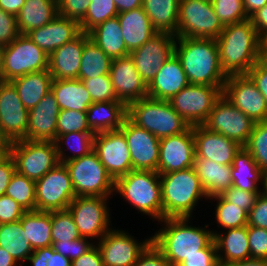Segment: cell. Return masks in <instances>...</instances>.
<instances>
[{
    "label": "cell",
    "instance_id": "1",
    "mask_svg": "<svg viewBox=\"0 0 267 266\" xmlns=\"http://www.w3.org/2000/svg\"><path fill=\"white\" fill-rule=\"evenodd\" d=\"M262 41L250 19L225 26L216 39L225 75H247L260 61Z\"/></svg>",
    "mask_w": 267,
    "mask_h": 266
},
{
    "label": "cell",
    "instance_id": "2",
    "mask_svg": "<svg viewBox=\"0 0 267 266\" xmlns=\"http://www.w3.org/2000/svg\"><path fill=\"white\" fill-rule=\"evenodd\" d=\"M175 54L189 84L224 87L227 76L222 71L216 39L176 37Z\"/></svg>",
    "mask_w": 267,
    "mask_h": 266
},
{
    "label": "cell",
    "instance_id": "3",
    "mask_svg": "<svg viewBox=\"0 0 267 266\" xmlns=\"http://www.w3.org/2000/svg\"><path fill=\"white\" fill-rule=\"evenodd\" d=\"M188 220V217L164 218L161 221L166 227L151 237L171 266H178L189 256L202 254V249L214 239L212 231L191 227Z\"/></svg>",
    "mask_w": 267,
    "mask_h": 266
},
{
    "label": "cell",
    "instance_id": "4",
    "mask_svg": "<svg viewBox=\"0 0 267 266\" xmlns=\"http://www.w3.org/2000/svg\"><path fill=\"white\" fill-rule=\"evenodd\" d=\"M164 218H190L200 198L208 197L193 167L160 174Z\"/></svg>",
    "mask_w": 267,
    "mask_h": 266
},
{
    "label": "cell",
    "instance_id": "5",
    "mask_svg": "<svg viewBox=\"0 0 267 266\" xmlns=\"http://www.w3.org/2000/svg\"><path fill=\"white\" fill-rule=\"evenodd\" d=\"M128 118L158 139L180 134L190 127L169 101L149 96L128 105Z\"/></svg>",
    "mask_w": 267,
    "mask_h": 266
},
{
    "label": "cell",
    "instance_id": "6",
    "mask_svg": "<svg viewBox=\"0 0 267 266\" xmlns=\"http://www.w3.org/2000/svg\"><path fill=\"white\" fill-rule=\"evenodd\" d=\"M159 179L158 172L132 170L115 181V192H119L139 211L161 221L163 205Z\"/></svg>",
    "mask_w": 267,
    "mask_h": 266
},
{
    "label": "cell",
    "instance_id": "7",
    "mask_svg": "<svg viewBox=\"0 0 267 266\" xmlns=\"http://www.w3.org/2000/svg\"><path fill=\"white\" fill-rule=\"evenodd\" d=\"M64 164L71 177L76 197H109L115 191V181L94 150L88 155L69 160Z\"/></svg>",
    "mask_w": 267,
    "mask_h": 266
},
{
    "label": "cell",
    "instance_id": "8",
    "mask_svg": "<svg viewBox=\"0 0 267 266\" xmlns=\"http://www.w3.org/2000/svg\"><path fill=\"white\" fill-rule=\"evenodd\" d=\"M8 152L16 171L34 181L60 163L54 141L24 139L8 144Z\"/></svg>",
    "mask_w": 267,
    "mask_h": 266
},
{
    "label": "cell",
    "instance_id": "9",
    "mask_svg": "<svg viewBox=\"0 0 267 266\" xmlns=\"http://www.w3.org/2000/svg\"><path fill=\"white\" fill-rule=\"evenodd\" d=\"M224 26L207 0H180L176 37L217 39Z\"/></svg>",
    "mask_w": 267,
    "mask_h": 266
},
{
    "label": "cell",
    "instance_id": "10",
    "mask_svg": "<svg viewBox=\"0 0 267 266\" xmlns=\"http://www.w3.org/2000/svg\"><path fill=\"white\" fill-rule=\"evenodd\" d=\"M35 194L36 211L67 210L76 194L64 163H58L35 181Z\"/></svg>",
    "mask_w": 267,
    "mask_h": 266
},
{
    "label": "cell",
    "instance_id": "11",
    "mask_svg": "<svg viewBox=\"0 0 267 266\" xmlns=\"http://www.w3.org/2000/svg\"><path fill=\"white\" fill-rule=\"evenodd\" d=\"M223 87L188 84L170 99L173 109L190 125H202L222 95Z\"/></svg>",
    "mask_w": 267,
    "mask_h": 266
},
{
    "label": "cell",
    "instance_id": "12",
    "mask_svg": "<svg viewBox=\"0 0 267 266\" xmlns=\"http://www.w3.org/2000/svg\"><path fill=\"white\" fill-rule=\"evenodd\" d=\"M4 81L28 73L48 70L49 56L27 35L20 34L10 45L3 47Z\"/></svg>",
    "mask_w": 267,
    "mask_h": 266
},
{
    "label": "cell",
    "instance_id": "13",
    "mask_svg": "<svg viewBox=\"0 0 267 266\" xmlns=\"http://www.w3.org/2000/svg\"><path fill=\"white\" fill-rule=\"evenodd\" d=\"M255 123L240 109L234 107L222 94L214 103L212 111L202 125L244 147L253 132Z\"/></svg>",
    "mask_w": 267,
    "mask_h": 266
},
{
    "label": "cell",
    "instance_id": "14",
    "mask_svg": "<svg viewBox=\"0 0 267 266\" xmlns=\"http://www.w3.org/2000/svg\"><path fill=\"white\" fill-rule=\"evenodd\" d=\"M107 198L79 196L72 200L67 210L71 213L81 237L102 238L109 231L110 218L106 206Z\"/></svg>",
    "mask_w": 267,
    "mask_h": 266
},
{
    "label": "cell",
    "instance_id": "15",
    "mask_svg": "<svg viewBox=\"0 0 267 266\" xmlns=\"http://www.w3.org/2000/svg\"><path fill=\"white\" fill-rule=\"evenodd\" d=\"M29 111L10 81L0 82V139L7 144L24 140Z\"/></svg>",
    "mask_w": 267,
    "mask_h": 266
},
{
    "label": "cell",
    "instance_id": "16",
    "mask_svg": "<svg viewBox=\"0 0 267 266\" xmlns=\"http://www.w3.org/2000/svg\"><path fill=\"white\" fill-rule=\"evenodd\" d=\"M222 94L254 122L267 121V101L248 75L227 76Z\"/></svg>",
    "mask_w": 267,
    "mask_h": 266
},
{
    "label": "cell",
    "instance_id": "17",
    "mask_svg": "<svg viewBox=\"0 0 267 266\" xmlns=\"http://www.w3.org/2000/svg\"><path fill=\"white\" fill-rule=\"evenodd\" d=\"M175 42L176 35L156 33L141 47L129 53L147 86L162 65L175 54Z\"/></svg>",
    "mask_w": 267,
    "mask_h": 266
},
{
    "label": "cell",
    "instance_id": "18",
    "mask_svg": "<svg viewBox=\"0 0 267 266\" xmlns=\"http://www.w3.org/2000/svg\"><path fill=\"white\" fill-rule=\"evenodd\" d=\"M94 151L114 181L133 170L128 144L120 129L95 134Z\"/></svg>",
    "mask_w": 267,
    "mask_h": 266
},
{
    "label": "cell",
    "instance_id": "19",
    "mask_svg": "<svg viewBox=\"0 0 267 266\" xmlns=\"http://www.w3.org/2000/svg\"><path fill=\"white\" fill-rule=\"evenodd\" d=\"M120 130L128 144L132 169L158 172L160 139L134 124L128 117Z\"/></svg>",
    "mask_w": 267,
    "mask_h": 266
},
{
    "label": "cell",
    "instance_id": "20",
    "mask_svg": "<svg viewBox=\"0 0 267 266\" xmlns=\"http://www.w3.org/2000/svg\"><path fill=\"white\" fill-rule=\"evenodd\" d=\"M159 152V174L193 167L195 160L193 126L180 134L161 138Z\"/></svg>",
    "mask_w": 267,
    "mask_h": 266
},
{
    "label": "cell",
    "instance_id": "21",
    "mask_svg": "<svg viewBox=\"0 0 267 266\" xmlns=\"http://www.w3.org/2000/svg\"><path fill=\"white\" fill-rule=\"evenodd\" d=\"M151 241L149 238L141 244L126 232L110 229L98 244L103 266H132Z\"/></svg>",
    "mask_w": 267,
    "mask_h": 266
},
{
    "label": "cell",
    "instance_id": "22",
    "mask_svg": "<svg viewBox=\"0 0 267 266\" xmlns=\"http://www.w3.org/2000/svg\"><path fill=\"white\" fill-rule=\"evenodd\" d=\"M109 75L117 99L127 106L148 95V86L135 68L130 55L113 59Z\"/></svg>",
    "mask_w": 267,
    "mask_h": 266
},
{
    "label": "cell",
    "instance_id": "23",
    "mask_svg": "<svg viewBox=\"0 0 267 266\" xmlns=\"http://www.w3.org/2000/svg\"><path fill=\"white\" fill-rule=\"evenodd\" d=\"M195 158H206L219 164H233L235 155L243 147L222 134L208 130L203 125L193 126Z\"/></svg>",
    "mask_w": 267,
    "mask_h": 266
},
{
    "label": "cell",
    "instance_id": "24",
    "mask_svg": "<svg viewBox=\"0 0 267 266\" xmlns=\"http://www.w3.org/2000/svg\"><path fill=\"white\" fill-rule=\"evenodd\" d=\"M60 107L52 91L29 110V120L25 139L54 141Z\"/></svg>",
    "mask_w": 267,
    "mask_h": 266
},
{
    "label": "cell",
    "instance_id": "25",
    "mask_svg": "<svg viewBox=\"0 0 267 266\" xmlns=\"http://www.w3.org/2000/svg\"><path fill=\"white\" fill-rule=\"evenodd\" d=\"M80 33L81 29L77 21L57 15L46 25L30 31L26 35L49 56Z\"/></svg>",
    "mask_w": 267,
    "mask_h": 266
},
{
    "label": "cell",
    "instance_id": "26",
    "mask_svg": "<svg viewBox=\"0 0 267 266\" xmlns=\"http://www.w3.org/2000/svg\"><path fill=\"white\" fill-rule=\"evenodd\" d=\"M88 38L89 33L81 32L49 55L48 70L53 79H78L84 42Z\"/></svg>",
    "mask_w": 267,
    "mask_h": 266
},
{
    "label": "cell",
    "instance_id": "27",
    "mask_svg": "<svg viewBox=\"0 0 267 266\" xmlns=\"http://www.w3.org/2000/svg\"><path fill=\"white\" fill-rule=\"evenodd\" d=\"M189 84L179 58L174 54L157 71L148 85V95L151 98L170 101Z\"/></svg>",
    "mask_w": 267,
    "mask_h": 266
},
{
    "label": "cell",
    "instance_id": "28",
    "mask_svg": "<svg viewBox=\"0 0 267 266\" xmlns=\"http://www.w3.org/2000/svg\"><path fill=\"white\" fill-rule=\"evenodd\" d=\"M117 17L129 52L138 49L158 33L142 7L118 13Z\"/></svg>",
    "mask_w": 267,
    "mask_h": 266
},
{
    "label": "cell",
    "instance_id": "29",
    "mask_svg": "<svg viewBox=\"0 0 267 266\" xmlns=\"http://www.w3.org/2000/svg\"><path fill=\"white\" fill-rule=\"evenodd\" d=\"M87 123L94 134L118 130L128 117V106L120 100L94 102L88 110Z\"/></svg>",
    "mask_w": 267,
    "mask_h": 266
},
{
    "label": "cell",
    "instance_id": "30",
    "mask_svg": "<svg viewBox=\"0 0 267 266\" xmlns=\"http://www.w3.org/2000/svg\"><path fill=\"white\" fill-rule=\"evenodd\" d=\"M216 244L217 253L224 250V257L217 254L219 265L244 261L250 259V247L248 242V226L230 228L226 234L212 232Z\"/></svg>",
    "mask_w": 267,
    "mask_h": 266
},
{
    "label": "cell",
    "instance_id": "31",
    "mask_svg": "<svg viewBox=\"0 0 267 266\" xmlns=\"http://www.w3.org/2000/svg\"><path fill=\"white\" fill-rule=\"evenodd\" d=\"M193 168L208 198L220 195L232 186V166L219 164L206 158H195Z\"/></svg>",
    "mask_w": 267,
    "mask_h": 266
},
{
    "label": "cell",
    "instance_id": "32",
    "mask_svg": "<svg viewBox=\"0 0 267 266\" xmlns=\"http://www.w3.org/2000/svg\"><path fill=\"white\" fill-rule=\"evenodd\" d=\"M51 91L60 110L86 112L93 103L88 90L80 79H53Z\"/></svg>",
    "mask_w": 267,
    "mask_h": 266
},
{
    "label": "cell",
    "instance_id": "33",
    "mask_svg": "<svg viewBox=\"0 0 267 266\" xmlns=\"http://www.w3.org/2000/svg\"><path fill=\"white\" fill-rule=\"evenodd\" d=\"M90 39L112 60L129 55L118 17L97 25L89 32Z\"/></svg>",
    "mask_w": 267,
    "mask_h": 266
},
{
    "label": "cell",
    "instance_id": "34",
    "mask_svg": "<svg viewBox=\"0 0 267 266\" xmlns=\"http://www.w3.org/2000/svg\"><path fill=\"white\" fill-rule=\"evenodd\" d=\"M52 76L49 70L28 73L10 82L16 88L24 107L29 111L51 91Z\"/></svg>",
    "mask_w": 267,
    "mask_h": 266
},
{
    "label": "cell",
    "instance_id": "35",
    "mask_svg": "<svg viewBox=\"0 0 267 266\" xmlns=\"http://www.w3.org/2000/svg\"><path fill=\"white\" fill-rule=\"evenodd\" d=\"M58 15L57 0H26L16 15L20 34L40 28Z\"/></svg>",
    "mask_w": 267,
    "mask_h": 266
},
{
    "label": "cell",
    "instance_id": "36",
    "mask_svg": "<svg viewBox=\"0 0 267 266\" xmlns=\"http://www.w3.org/2000/svg\"><path fill=\"white\" fill-rule=\"evenodd\" d=\"M180 0H143L142 8L158 33L175 35L178 28Z\"/></svg>",
    "mask_w": 267,
    "mask_h": 266
},
{
    "label": "cell",
    "instance_id": "37",
    "mask_svg": "<svg viewBox=\"0 0 267 266\" xmlns=\"http://www.w3.org/2000/svg\"><path fill=\"white\" fill-rule=\"evenodd\" d=\"M231 166L232 186L249 192H261L257 183H263V171L244 147L235 155Z\"/></svg>",
    "mask_w": 267,
    "mask_h": 266
},
{
    "label": "cell",
    "instance_id": "38",
    "mask_svg": "<svg viewBox=\"0 0 267 266\" xmlns=\"http://www.w3.org/2000/svg\"><path fill=\"white\" fill-rule=\"evenodd\" d=\"M19 221L33 250L52 246L51 211H27Z\"/></svg>",
    "mask_w": 267,
    "mask_h": 266
},
{
    "label": "cell",
    "instance_id": "39",
    "mask_svg": "<svg viewBox=\"0 0 267 266\" xmlns=\"http://www.w3.org/2000/svg\"><path fill=\"white\" fill-rule=\"evenodd\" d=\"M0 247L16 262L27 260L34 252L20 221L0 224Z\"/></svg>",
    "mask_w": 267,
    "mask_h": 266
},
{
    "label": "cell",
    "instance_id": "40",
    "mask_svg": "<svg viewBox=\"0 0 267 266\" xmlns=\"http://www.w3.org/2000/svg\"><path fill=\"white\" fill-rule=\"evenodd\" d=\"M112 59L109 58L90 37L84 42L78 79L96 78L110 72Z\"/></svg>",
    "mask_w": 267,
    "mask_h": 266
},
{
    "label": "cell",
    "instance_id": "41",
    "mask_svg": "<svg viewBox=\"0 0 267 266\" xmlns=\"http://www.w3.org/2000/svg\"><path fill=\"white\" fill-rule=\"evenodd\" d=\"M94 136L95 134L93 132H69L57 136L54 140V144L56 147L59 162L65 163L69 160L88 155L91 151L94 150ZM61 142H67L68 148L75 151L76 154L70 157L68 156L67 158L66 155H64L62 149L63 147H61V145L63 144H60Z\"/></svg>",
    "mask_w": 267,
    "mask_h": 266
},
{
    "label": "cell",
    "instance_id": "42",
    "mask_svg": "<svg viewBox=\"0 0 267 266\" xmlns=\"http://www.w3.org/2000/svg\"><path fill=\"white\" fill-rule=\"evenodd\" d=\"M5 195L13 198L26 211H36L35 181L17 171L12 175Z\"/></svg>",
    "mask_w": 267,
    "mask_h": 266
},
{
    "label": "cell",
    "instance_id": "43",
    "mask_svg": "<svg viewBox=\"0 0 267 266\" xmlns=\"http://www.w3.org/2000/svg\"><path fill=\"white\" fill-rule=\"evenodd\" d=\"M117 15L114 0H90L88 11L79 23L81 32L89 33L97 25Z\"/></svg>",
    "mask_w": 267,
    "mask_h": 266
},
{
    "label": "cell",
    "instance_id": "44",
    "mask_svg": "<svg viewBox=\"0 0 267 266\" xmlns=\"http://www.w3.org/2000/svg\"><path fill=\"white\" fill-rule=\"evenodd\" d=\"M218 200L216 208V220L226 229L247 226L248 212L231 202L224 200L220 195L210 197Z\"/></svg>",
    "mask_w": 267,
    "mask_h": 266
},
{
    "label": "cell",
    "instance_id": "45",
    "mask_svg": "<svg viewBox=\"0 0 267 266\" xmlns=\"http://www.w3.org/2000/svg\"><path fill=\"white\" fill-rule=\"evenodd\" d=\"M51 237L54 242H67L81 237L68 210L51 211Z\"/></svg>",
    "mask_w": 267,
    "mask_h": 266
},
{
    "label": "cell",
    "instance_id": "46",
    "mask_svg": "<svg viewBox=\"0 0 267 266\" xmlns=\"http://www.w3.org/2000/svg\"><path fill=\"white\" fill-rule=\"evenodd\" d=\"M244 148L252 155L258 167L267 170V121L255 123Z\"/></svg>",
    "mask_w": 267,
    "mask_h": 266
},
{
    "label": "cell",
    "instance_id": "47",
    "mask_svg": "<svg viewBox=\"0 0 267 266\" xmlns=\"http://www.w3.org/2000/svg\"><path fill=\"white\" fill-rule=\"evenodd\" d=\"M215 14L225 27L249 19L243 0H211Z\"/></svg>",
    "mask_w": 267,
    "mask_h": 266
},
{
    "label": "cell",
    "instance_id": "48",
    "mask_svg": "<svg viewBox=\"0 0 267 266\" xmlns=\"http://www.w3.org/2000/svg\"><path fill=\"white\" fill-rule=\"evenodd\" d=\"M69 132H92L87 123L86 112L60 110L57 121L56 137Z\"/></svg>",
    "mask_w": 267,
    "mask_h": 266
},
{
    "label": "cell",
    "instance_id": "49",
    "mask_svg": "<svg viewBox=\"0 0 267 266\" xmlns=\"http://www.w3.org/2000/svg\"><path fill=\"white\" fill-rule=\"evenodd\" d=\"M80 80L88 90L93 103L118 100L109 74Z\"/></svg>",
    "mask_w": 267,
    "mask_h": 266
},
{
    "label": "cell",
    "instance_id": "50",
    "mask_svg": "<svg viewBox=\"0 0 267 266\" xmlns=\"http://www.w3.org/2000/svg\"><path fill=\"white\" fill-rule=\"evenodd\" d=\"M250 259L267 260V229L248 226Z\"/></svg>",
    "mask_w": 267,
    "mask_h": 266
},
{
    "label": "cell",
    "instance_id": "51",
    "mask_svg": "<svg viewBox=\"0 0 267 266\" xmlns=\"http://www.w3.org/2000/svg\"><path fill=\"white\" fill-rule=\"evenodd\" d=\"M261 192H249L240 188L231 186L224 190L220 196L228 201L246 210L248 213L255 205L256 200Z\"/></svg>",
    "mask_w": 267,
    "mask_h": 266
},
{
    "label": "cell",
    "instance_id": "52",
    "mask_svg": "<svg viewBox=\"0 0 267 266\" xmlns=\"http://www.w3.org/2000/svg\"><path fill=\"white\" fill-rule=\"evenodd\" d=\"M86 241L87 238L80 237L67 242H54L52 247L56 252L73 261L74 259L81 257L94 246L92 243Z\"/></svg>",
    "mask_w": 267,
    "mask_h": 266
},
{
    "label": "cell",
    "instance_id": "53",
    "mask_svg": "<svg viewBox=\"0 0 267 266\" xmlns=\"http://www.w3.org/2000/svg\"><path fill=\"white\" fill-rule=\"evenodd\" d=\"M90 0H57L58 15L80 23L88 11Z\"/></svg>",
    "mask_w": 267,
    "mask_h": 266
},
{
    "label": "cell",
    "instance_id": "54",
    "mask_svg": "<svg viewBox=\"0 0 267 266\" xmlns=\"http://www.w3.org/2000/svg\"><path fill=\"white\" fill-rule=\"evenodd\" d=\"M19 35L16 16L0 8V47L10 45Z\"/></svg>",
    "mask_w": 267,
    "mask_h": 266
},
{
    "label": "cell",
    "instance_id": "55",
    "mask_svg": "<svg viewBox=\"0 0 267 266\" xmlns=\"http://www.w3.org/2000/svg\"><path fill=\"white\" fill-rule=\"evenodd\" d=\"M214 239L202 249V254L187 257L178 266H220Z\"/></svg>",
    "mask_w": 267,
    "mask_h": 266
},
{
    "label": "cell",
    "instance_id": "56",
    "mask_svg": "<svg viewBox=\"0 0 267 266\" xmlns=\"http://www.w3.org/2000/svg\"><path fill=\"white\" fill-rule=\"evenodd\" d=\"M26 212L13 198L0 196V224L19 221Z\"/></svg>",
    "mask_w": 267,
    "mask_h": 266
},
{
    "label": "cell",
    "instance_id": "57",
    "mask_svg": "<svg viewBox=\"0 0 267 266\" xmlns=\"http://www.w3.org/2000/svg\"><path fill=\"white\" fill-rule=\"evenodd\" d=\"M132 266H171L163 252L151 241Z\"/></svg>",
    "mask_w": 267,
    "mask_h": 266
},
{
    "label": "cell",
    "instance_id": "58",
    "mask_svg": "<svg viewBox=\"0 0 267 266\" xmlns=\"http://www.w3.org/2000/svg\"><path fill=\"white\" fill-rule=\"evenodd\" d=\"M247 226L267 229V195L261 192L248 213Z\"/></svg>",
    "mask_w": 267,
    "mask_h": 266
},
{
    "label": "cell",
    "instance_id": "59",
    "mask_svg": "<svg viewBox=\"0 0 267 266\" xmlns=\"http://www.w3.org/2000/svg\"><path fill=\"white\" fill-rule=\"evenodd\" d=\"M16 171L15 161L9 152L0 160V196L5 195L12 175Z\"/></svg>",
    "mask_w": 267,
    "mask_h": 266
},
{
    "label": "cell",
    "instance_id": "60",
    "mask_svg": "<svg viewBox=\"0 0 267 266\" xmlns=\"http://www.w3.org/2000/svg\"><path fill=\"white\" fill-rule=\"evenodd\" d=\"M267 101V68L258 61L247 74Z\"/></svg>",
    "mask_w": 267,
    "mask_h": 266
},
{
    "label": "cell",
    "instance_id": "61",
    "mask_svg": "<svg viewBox=\"0 0 267 266\" xmlns=\"http://www.w3.org/2000/svg\"><path fill=\"white\" fill-rule=\"evenodd\" d=\"M71 266H103V259L98 246L94 245L81 257L71 261Z\"/></svg>",
    "mask_w": 267,
    "mask_h": 266
},
{
    "label": "cell",
    "instance_id": "62",
    "mask_svg": "<svg viewBox=\"0 0 267 266\" xmlns=\"http://www.w3.org/2000/svg\"><path fill=\"white\" fill-rule=\"evenodd\" d=\"M249 19L255 27L258 36L264 40L267 37V4L253 13Z\"/></svg>",
    "mask_w": 267,
    "mask_h": 266
},
{
    "label": "cell",
    "instance_id": "63",
    "mask_svg": "<svg viewBox=\"0 0 267 266\" xmlns=\"http://www.w3.org/2000/svg\"><path fill=\"white\" fill-rule=\"evenodd\" d=\"M47 266H71V260L56 252L52 246L46 247Z\"/></svg>",
    "mask_w": 267,
    "mask_h": 266
},
{
    "label": "cell",
    "instance_id": "64",
    "mask_svg": "<svg viewBox=\"0 0 267 266\" xmlns=\"http://www.w3.org/2000/svg\"><path fill=\"white\" fill-rule=\"evenodd\" d=\"M25 1L26 0H0V8L3 11L16 16L23 7Z\"/></svg>",
    "mask_w": 267,
    "mask_h": 266
},
{
    "label": "cell",
    "instance_id": "65",
    "mask_svg": "<svg viewBox=\"0 0 267 266\" xmlns=\"http://www.w3.org/2000/svg\"><path fill=\"white\" fill-rule=\"evenodd\" d=\"M143 0H114L118 13L142 7Z\"/></svg>",
    "mask_w": 267,
    "mask_h": 266
},
{
    "label": "cell",
    "instance_id": "66",
    "mask_svg": "<svg viewBox=\"0 0 267 266\" xmlns=\"http://www.w3.org/2000/svg\"><path fill=\"white\" fill-rule=\"evenodd\" d=\"M27 261L32 262L33 266H47L48 262H46V247L35 249Z\"/></svg>",
    "mask_w": 267,
    "mask_h": 266
},
{
    "label": "cell",
    "instance_id": "67",
    "mask_svg": "<svg viewBox=\"0 0 267 266\" xmlns=\"http://www.w3.org/2000/svg\"><path fill=\"white\" fill-rule=\"evenodd\" d=\"M266 4L267 0H243L244 9L248 17Z\"/></svg>",
    "mask_w": 267,
    "mask_h": 266
},
{
    "label": "cell",
    "instance_id": "68",
    "mask_svg": "<svg viewBox=\"0 0 267 266\" xmlns=\"http://www.w3.org/2000/svg\"><path fill=\"white\" fill-rule=\"evenodd\" d=\"M222 266H267V260L248 259L244 261L229 263L227 265H222Z\"/></svg>",
    "mask_w": 267,
    "mask_h": 266
},
{
    "label": "cell",
    "instance_id": "69",
    "mask_svg": "<svg viewBox=\"0 0 267 266\" xmlns=\"http://www.w3.org/2000/svg\"><path fill=\"white\" fill-rule=\"evenodd\" d=\"M17 262L14 258L2 247H0V266H16Z\"/></svg>",
    "mask_w": 267,
    "mask_h": 266
},
{
    "label": "cell",
    "instance_id": "70",
    "mask_svg": "<svg viewBox=\"0 0 267 266\" xmlns=\"http://www.w3.org/2000/svg\"><path fill=\"white\" fill-rule=\"evenodd\" d=\"M8 153V144L0 139V160Z\"/></svg>",
    "mask_w": 267,
    "mask_h": 266
},
{
    "label": "cell",
    "instance_id": "71",
    "mask_svg": "<svg viewBox=\"0 0 267 266\" xmlns=\"http://www.w3.org/2000/svg\"><path fill=\"white\" fill-rule=\"evenodd\" d=\"M0 82H4V62H3V51L0 47Z\"/></svg>",
    "mask_w": 267,
    "mask_h": 266
},
{
    "label": "cell",
    "instance_id": "72",
    "mask_svg": "<svg viewBox=\"0 0 267 266\" xmlns=\"http://www.w3.org/2000/svg\"><path fill=\"white\" fill-rule=\"evenodd\" d=\"M260 62L267 68V47H261Z\"/></svg>",
    "mask_w": 267,
    "mask_h": 266
},
{
    "label": "cell",
    "instance_id": "73",
    "mask_svg": "<svg viewBox=\"0 0 267 266\" xmlns=\"http://www.w3.org/2000/svg\"><path fill=\"white\" fill-rule=\"evenodd\" d=\"M262 185L264 186L262 192L265 195H267V170L263 172V183H262Z\"/></svg>",
    "mask_w": 267,
    "mask_h": 266
},
{
    "label": "cell",
    "instance_id": "74",
    "mask_svg": "<svg viewBox=\"0 0 267 266\" xmlns=\"http://www.w3.org/2000/svg\"><path fill=\"white\" fill-rule=\"evenodd\" d=\"M261 47H267V37L262 41Z\"/></svg>",
    "mask_w": 267,
    "mask_h": 266
}]
</instances>
